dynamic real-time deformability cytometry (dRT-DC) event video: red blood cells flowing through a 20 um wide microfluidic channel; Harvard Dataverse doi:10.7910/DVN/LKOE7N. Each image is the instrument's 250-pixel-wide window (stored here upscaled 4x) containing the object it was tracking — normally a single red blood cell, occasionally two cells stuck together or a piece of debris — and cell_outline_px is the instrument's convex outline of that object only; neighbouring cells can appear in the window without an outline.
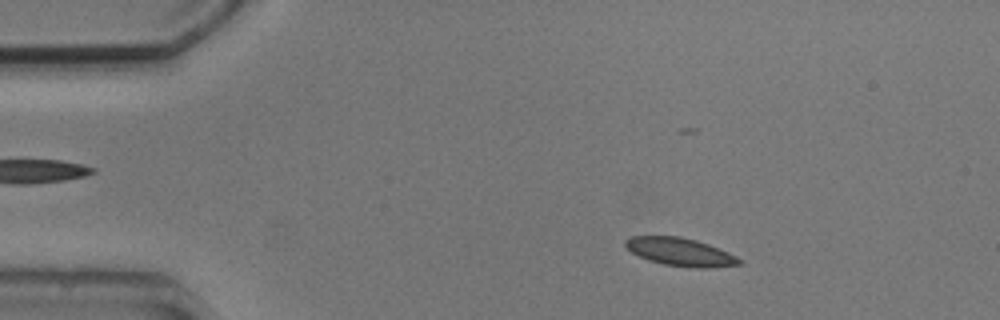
{"species": "common noctule bat (a hibernating species)", "species_latin": "Nyctalus noctula", "temperature_condition": "cold", "stored_images_in_passage": 4, "camera_frame_rate_fps": 3000, "um_per_image_px": 0.085, "animal": {"sex": "male", "body_mass_g": 20.5, "forearm_length_mm": 52.5}, "frame": {"image": 1, "passage_image": 2, "time_ms": 1.333, "image_size_px": [1000, 320], "cell_outline_px": [[744, 264], [704, 268], [696, 268], [664, 264], [648, 260], [632, 252], [624, 244], [624, 240], [632, 236], [680, 236], [696, 240], [708, 244], [728, 252], [744, 260]], "centroid_in_image_um": [57.85, 21.41], "position_along_channel_um": 27.1, "area_um2": 18.55}}
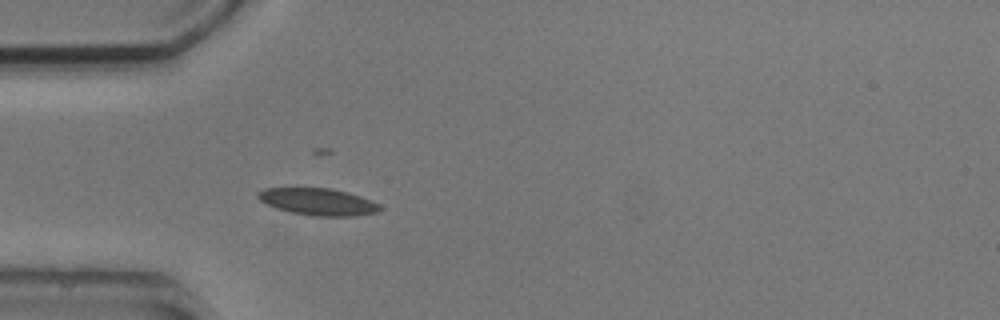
{"frame": {"image": 2, "passage_image": 4, "time_ms": 3.667, "image_size_px": [1000, 320], "cell_outline_px": [[384, 208], [376, 212], [356, 216], [312, 216], [292, 212], [276, 208], [260, 200], [256, 196], [256, 192], [264, 188], [328, 188], [348, 192], [372, 200], [380, 204]], "centroid_in_image_um": [27.05, 17.15], "position_along_channel_um": 57.9, "area_um2": 19.25}}